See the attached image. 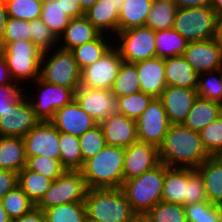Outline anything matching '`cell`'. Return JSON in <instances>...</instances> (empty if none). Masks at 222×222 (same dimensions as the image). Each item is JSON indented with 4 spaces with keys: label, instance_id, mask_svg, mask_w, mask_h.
<instances>
[{
    "label": "cell",
    "instance_id": "1",
    "mask_svg": "<svg viewBox=\"0 0 222 222\" xmlns=\"http://www.w3.org/2000/svg\"><path fill=\"white\" fill-rule=\"evenodd\" d=\"M160 162L168 167L198 168L210 157L204 148L199 132L182 123L170 124L159 147Z\"/></svg>",
    "mask_w": 222,
    "mask_h": 222
},
{
    "label": "cell",
    "instance_id": "2",
    "mask_svg": "<svg viewBox=\"0 0 222 222\" xmlns=\"http://www.w3.org/2000/svg\"><path fill=\"white\" fill-rule=\"evenodd\" d=\"M125 149L106 145L80 169L89 189H115L123 184Z\"/></svg>",
    "mask_w": 222,
    "mask_h": 222
},
{
    "label": "cell",
    "instance_id": "3",
    "mask_svg": "<svg viewBox=\"0 0 222 222\" xmlns=\"http://www.w3.org/2000/svg\"><path fill=\"white\" fill-rule=\"evenodd\" d=\"M168 168L160 163L140 176L123 182L120 189L135 213H147L162 200L165 172Z\"/></svg>",
    "mask_w": 222,
    "mask_h": 222
},
{
    "label": "cell",
    "instance_id": "4",
    "mask_svg": "<svg viewBox=\"0 0 222 222\" xmlns=\"http://www.w3.org/2000/svg\"><path fill=\"white\" fill-rule=\"evenodd\" d=\"M85 205L87 216L101 222H130L135 214L120 188L88 189Z\"/></svg>",
    "mask_w": 222,
    "mask_h": 222
},
{
    "label": "cell",
    "instance_id": "5",
    "mask_svg": "<svg viewBox=\"0 0 222 222\" xmlns=\"http://www.w3.org/2000/svg\"><path fill=\"white\" fill-rule=\"evenodd\" d=\"M0 53L14 82L27 79L34 82L40 77L43 51L31 41L0 43Z\"/></svg>",
    "mask_w": 222,
    "mask_h": 222
},
{
    "label": "cell",
    "instance_id": "6",
    "mask_svg": "<svg viewBox=\"0 0 222 222\" xmlns=\"http://www.w3.org/2000/svg\"><path fill=\"white\" fill-rule=\"evenodd\" d=\"M219 15L208 6L177 9L173 29L188 42L217 37Z\"/></svg>",
    "mask_w": 222,
    "mask_h": 222
},
{
    "label": "cell",
    "instance_id": "7",
    "mask_svg": "<svg viewBox=\"0 0 222 222\" xmlns=\"http://www.w3.org/2000/svg\"><path fill=\"white\" fill-rule=\"evenodd\" d=\"M40 78L75 92L81 85V69L71 51L56 48L43 52Z\"/></svg>",
    "mask_w": 222,
    "mask_h": 222
},
{
    "label": "cell",
    "instance_id": "8",
    "mask_svg": "<svg viewBox=\"0 0 222 222\" xmlns=\"http://www.w3.org/2000/svg\"><path fill=\"white\" fill-rule=\"evenodd\" d=\"M88 189L80 170H66L52 182L35 207L45 211L60 204L85 202Z\"/></svg>",
    "mask_w": 222,
    "mask_h": 222
},
{
    "label": "cell",
    "instance_id": "9",
    "mask_svg": "<svg viewBox=\"0 0 222 222\" xmlns=\"http://www.w3.org/2000/svg\"><path fill=\"white\" fill-rule=\"evenodd\" d=\"M155 32L147 26L129 28L116 34L123 62L136 63L156 57Z\"/></svg>",
    "mask_w": 222,
    "mask_h": 222
},
{
    "label": "cell",
    "instance_id": "10",
    "mask_svg": "<svg viewBox=\"0 0 222 222\" xmlns=\"http://www.w3.org/2000/svg\"><path fill=\"white\" fill-rule=\"evenodd\" d=\"M34 83L38 86L36 91H39L38 95L34 94L37 99L34 96L33 100H28L39 121H51L58 109L74 100V92L68 87L47 83L40 77Z\"/></svg>",
    "mask_w": 222,
    "mask_h": 222
},
{
    "label": "cell",
    "instance_id": "11",
    "mask_svg": "<svg viewBox=\"0 0 222 222\" xmlns=\"http://www.w3.org/2000/svg\"><path fill=\"white\" fill-rule=\"evenodd\" d=\"M170 122L163 103L154 98L136 120L137 138L139 141L160 147L167 134Z\"/></svg>",
    "mask_w": 222,
    "mask_h": 222
},
{
    "label": "cell",
    "instance_id": "12",
    "mask_svg": "<svg viewBox=\"0 0 222 222\" xmlns=\"http://www.w3.org/2000/svg\"><path fill=\"white\" fill-rule=\"evenodd\" d=\"M122 62L119 50L113 45L103 57L81 70L80 86L110 90Z\"/></svg>",
    "mask_w": 222,
    "mask_h": 222
},
{
    "label": "cell",
    "instance_id": "13",
    "mask_svg": "<svg viewBox=\"0 0 222 222\" xmlns=\"http://www.w3.org/2000/svg\"><path fill=\"white\" fill-rule=\"evenodd\" d=\"M23 140L26 157L45 156L60 160L59 130L50 121H39Z\"/></svg>",
    "mask_w": 222,
    "mask_h": 222
},
{
    "label": "cell",
    "instance_id": "14",
    "mask_svg": "<svg viewBox=\"0 0 222 222\" xmlns=\"http://www.w3.org/2000/svg\"><path fill=\"white\" fill-rule=\"evenodd\" d=\"M27 94L16 105L0 113V136L24 137L39 122Z\"/></svg>",
    "mask_w": 222,
    "mask_h": 222
},
{
    "label": "cell",
    "instance_id": "15",
    "mask_svg": "<svg viewBox=\"0 0 222 222\" xmlns=\"http://www.w3.org/2000/svg\"><path fill=\"white\" fill-rule=\"evenodd\" d=\"M74 99L98 124L117 112L116 97L109 89L79 87Z\"/></svg>",
    "mask_w": 222,
    "mask_h": 222
},
{
    "label": "cell",
    "instance_id": "16",
    "mask_svg": "<svg viewBox=\"0 0 222 222\" xmlns=\"http://www.w3.org/2000/svg\"><path fill=\"white\" fill-rule=\"evenodd\" d=\"M159 148L142 141H135L125 148L123 182L138 177L160 164Z\"/></svg>",
    "mask_w": 222,
    "mask_h": 222
},
{
    "label": "cell",
    "instance_id": "17",
    "mask_svg": "<svg viewBox=\"0 0 222 222\" xmlns=\"http://www.w3.org/2000/svg\"><path fill=\"white\" fill-rule=\"evenodd\" d=\"M182 56L198 74L222 68V47L217 37L189 42Z\"/></svg>",
    "mask_w": 222,
    "mask_h": 222
},
{
    "label": "cell",
    "instance_id": "18",
    "mask_svg": "<svg viewBox=\"0 0 222 222\" xmlns=\"http://www.w3.org/2000/svg\"><path fill=\"white\" fill-rule=\"evenodd\" d=\"M197 97V89L166 86L159 99L170 124L183 123Z\"/></svg>",
    "mask_w": 222,
    "mask_h": 222
},
{
    "label": "cell",
    "instance_id": "19",
    "mask_svg": "<svg viewBox=\"0 0 222 222\" xmlns=\"http://www.w3.org/2000/svg\"><path fill=\"white\" fill-rule=\"evenodd\" d=\"M50 122L60 132L77 137L98 124L80 107L75 99L63 108L58 109Z\"/></svg>",
    "mask_w": 222,
    "mask_h": 222
},
{
    "label": "cell",
    "instance_id": "20",
    "mask_svg": "<svg viewBox=\"0 0 222 222\" xmlns=\"http://www.w3.org/2000/svg\"><path fill=\"white\" fill-rule=\"evenodd\" d=\"M106 145L127 148L138 140L136 121L124 114L114 113L99 123Z\"/></svg>",
    "mask_w": 222,
    "mask_h": 222
},
{
    "label": "cell",
    "instance_id": "21",
    "mask_svg": "<svg viewBox=\"0 0 222 222\" xmlns=\"http://www.w3.org/2000/svg\"><path fill=\"white\" fill-rule=\"evenodd\" d=\"M123 0H98L86 12L85 17L100 32L116 35L118 32L119 12L122 9Z\"/></svg>",
    "mask_w": 222,
    "mask_h": 222
},
{
    "label": "cell",
    "instance_id": "22",
    "mask_svg": "<svg viewBox=\"0 0 222 222\" xmlns=\"http://www.w3.org/2000/svg\"><path fill=\"white\" fill-rule=\"evenodd\" d=\"M135 64L140 81V91L159 98L167 86L164 59L154 57Z\"/></svg>",
    "mask_w": 222,
    "mask_h": 222
},
{
    "label": "cell",
    "instance_id": "23",
    "mask_svg": "<svg viewBox=\"0 0 222 222\" xmlns=\"http://www.w3.org/2000/svg\"><path fill=\"white\" fill-rule=\"evenodd\" d=\"M164 64L167 86L197 89L199 74L182 55L165 58Z\"/></svg>",
    "mask_w": 222,
    "mask_h": 222
},
{
    "label": "cell",
    "instance_id": "24",
    "mask_svg": "<svg viewBox=\"0 0 222 222\" xmlns=\"http://www.w3.org/2000/svg\"><path fill=\"white\" fill-rule=\"evenodd\" d=\"M100 34L85 16L73 18L70 19L64 32L60 35L61 38H58V48L71 51L75 47L96 39Z\"/></svg>",
    "mask_w": 222,
    "mask_h": 222
},
{
    "label": "cell",
    "instance_id": "25",
    "mask_svg": "<svg viewBox=\"0 0 222 222\" xmlns=\"http://www.w3.org/2000/svg\"><path fill=\"white\" fill-rule=\"evenodd\" d=\"M26 163L23 137L0 136V169L18 173Z\"/></svg>",
    "mask_w": 222,
    "mask_h": 222
},
{
    "label": "cell",
    "instance_id": "26",
    "mask_svg": "<svg viewBox=\"0 0 222 222\" xmlns=\"http://www.w3.org/2000/svg\"><path fill=\"white\" fill-rule=\"evenodd\" d=\"M221 114V103L197 97L182 124L193 131L200 132Z\"/></svg>",
    "mask_w": 222,
    "mask_h": 222
},
{
    "label": "cell",
    "instance_id": "27",
    "mask_svg": "<svg viewBox=\"0 0 222 222\" xmlns=\"http://www.w3.org/2000/svg\"><path fill=\"white\" fill-rule=\"evenodd\" d=\"M196 170L201 175L210 203L222 200V156H210Z\"/></svg>",
    "mask_w": 222,
    "mask_h": 222
},
{
    "label": "cell",
    "instance_id": "28",
    "mask_svg": "<svg viewBox=\"0 0 222 222\" xmlns=\"http://www.w3.org/2000/svg\"><path fill=\"white\" fill-rule=\"evenodd\" d=\"M187 168L169 167L165 172L162 201L186 205Z\"/></svg>",
    "mask_w": 222,
    "mask_h": 222
},
{
    "label": "cell",
    "instance_id": "29",
    "mask_svg": "<svg viewBox=\"0 0 222 222\" xmlns=\"http://www.w3.org/2000/svg\"><path fill=\"white\" fill-rule=\"evenodd\" d=\"M153 0H125L119 12L118 32L145 26Z\"/></svg>",
    "mask_w": 222,
    "mask_h": 222
},
{
    "label": "cell",
    "instance_id": "30",
    "mask_svg": "<svg viewBox=\"0 0 222 222\" xmlns=\"http://www.w3.org/2000/svg\"><path fill=\"white\" fill-rule=\"evenodd\" d=\"M108 35L101 33L96 39L80 45L71 50L74 55L79 68L82 70L89 65H92L101 57H103L107 51L113 46L114 41L108 43Z\"/></svg>",
    "mask_w": 222,
    "mask_h": 222
},
{
    "label": "cell",
    "instance_id": "31",
    "mask_svg": "<svg viewBox=\"0 0 222 222\" xmlns=\"http://www.w3.org/2000/svg\"><path fill=\"white\" fill-rule=\"evenodd\" d=\"M156 57L169 58L183 55L188 41L173 28L156 31Z\"/></svg>",
    "mask_w": 222,
    "mask_h": 222
},
{
    "label": "cell",
    "instance_id": "32",
    "mask_svg": "<svg viewBox=\"0 0 222 222\" xmlns=\"http://www.w3.org/2000/svg\"><path fill=\"white\" fill-rule=\"evenodd\" d=\"M53 180L28 169L26 166L18 172V186L36 205L51 186Z\"/></svg>",
    "mask_w": 222,
    "mask_h": 222
},
{
    "label": "cell",
    "instance_id": "33",
    "mask_svg": "<svg viewBox=\"0 0 222 222\" xmlns=\"http://www.w3.org/2000/svg\"><path fill=\"white\" fill-rule=\"evenodd\" d=\"M177 8L173 0H153L145 26L154 31L173 28Z\"/></svg>",
    "mask_w": 222,
    "mask_h": 222
},
{
    "label": "cell",
    "instance_id": "34",
    "mask_svg": "<svg viewBox=\"0 0 222 222\" xmlns=\"http://www.w3.org/2000/svg\"><path fill=\"white\" fill-rule=\"evenodd\" d=\"M110 91L115 97L140 92V81L135 63L122 62Z\"/></svg>",
    "mask_w": 222,
    "mask_h": 222
},
{
    "label": "cell",
    "instance_id": "35",
    "mask_svg": "<svg viewBox=\"0 0 222 222\" xmlns=\"http://www.w3.org/2000/svg\"><path fill=\"white\" fill-rule=\"evenodd\" d=\"M60 161L66 170H80L84 164L77 136L59 131Z\"/></svg>",
    "mask_w": 222,
    "mask_h": 222
},
{
    "label": "cell",
    "instance_id": "36",
    "mask_svg": "<svg viewBox=\"0 0 222 222\" xmlns=\"http://www.w3.org/2000/svg\"><path fill=\"white\" fill-rule=\"evenodd\" d=\"M46 222H84L85 202L60 204L43 211Z\"/></svg>",
    "mask_w": 222,
    "mask_h": 222
},
{
    "label": "cell",
    "instance_id": "37",
    "mask_svg": "<svg viewBox=\"0 0 222 222\" xmlns=\"http://www.w3.org/2000/svg\"><path fill=\"white\" fill-rule=\"evenodd\" d=\"M41 20L57 38H60L70 18L64 13V10L57 0H44L42 4Z\"/></svg>",
    "mask_w": 222,
    "mask_h": 222
},
{
    "label": "cell",
    "instance_id": "38",
    "mask_svg": "<svg viewBox=\"0 0 222 222\" xmlns=\"http://www.w3.org/2000/svg\"><path fill=\"white\" fill-rule=\"evenodd\" d=\"M2 203L4 210L12 220L35 208V204L18 185L3 196Z\"/></svg>",
    "mask_w": 222,
    "mask_h": 222
},
{
    "label": "cell",
    "instance_id": "39",
    "mask_svg": "<svg viewBox=\"0 0 222 222\" xmlns=\"http://www.w3.org/2000/svg\"><path fill=\"white\" fill-rule=\"evenodd\" d=\"M153 99V96L141 91L129 96L116 97L117 113L136 121Z\"/></svg>",
    "mask_w": 222,
    "mask_h": 222
},
{
    "label": "cell",
    "instance_id": "40",
    "mask_svg": "<svg viewBox=\"0 0 222 222\" xmlns=\"http://www.w3.org/2000/svg\"><path fill=\"white\" fill-rule=\"evenodd\" d=\"M197 93L198 97L222 104V68L200 73Z\"/></svg>",
    "mask_w": 222,
    "mask_h": 222
},
{
    "label": "cell",
    "instance_id": "41",
    "mask_svg": "<svg viewBox=\"0 0 222 222\" xmlns=\"http://www.w3.org/2000/svg\"><path fill=\"white\" fill-rule=\"evenodd\" d=\"M43 0H10L6 3L8 17L32 21L41 18Z\"/></svg>",
    "mask_w": 222,
    "mask_h": 222
},
{
    "label": "cell",
    "instance_id": "42",
    "mask_svg": "<svg viewBox=\"0 0 222 222\" xmlns=\"http://www.w3.org/2000/svg\"><path fill=\"white\" fill-rule=\"evenodd\" d=\"M146 214L152 222H187L183 205L173 204L162 200Z\"/></svg>",
    "mask_w": 222,
    "mask_h": 222
},
{
    "label": "cell",
    "instance_id": "43",
    "mask_svg": "<svg viewBox=\"0 0 222 222\" xmlns=\"http://www.w3.org/2000/svg\"><path fill=\"white\" fill-rule=\"evenodd\" d=\"M199 134L210 156H222V114L205 126Z\"/></svg>",
    "mask_w": 222,
    "mask_h": 222
},
{
    "label": "cell",
    "instance_id": "44",
    "mask_svg": "<svg viewBox=\"0 0 222 222\" xmlns=\"http://www.w3.org/2000/svg\"><path fill=\"white\" fill-rule=\"evenodd\" d=\"M26 167L53 181L66 171L59 159L45 156L27 157Z\"/></svg>",
    "mask_w": 222,
    "mask_h": 222
},
{
    "label": "cell",
    "instance_id": "45",
    "mask_svg": "<svg viewBox=\"0 0 222 222\" xmlns=\"http://www.w3.org/2000/svg\"><path fill=\"white\" fill-rule=\"evenodd\" d=\"M31 42L41 51H50L58 48V38L44 24L41 18L29 21Z\"/></svg>",
    "mask_w": 222,
    "mask_h": 222
},
{
    "label": "cell",
    "instance_id": "46",
    "mask_svg": "<svg viewBox=\"0 0 222 222\" xmlns=\"http://www.w3.org/2000/svg\"><path fill=\"white\" fill-rule=\"evenodd\" d=\"M83 161L95 156L105 146V138L101 126L97 124L78 137Z\"/></svg>",
    "mask_w": 222,
    "mask_h": 222
},
{
    "label": "cell",
    "instance_id": "47",
    "mask_svg": "<svg viewBox=\"0 0 222 222\" xmlns=\"http://www.w3.org/2000/svg\"><path fill=\"white\" fill-rule=\"evenodd\" d=\"M31 41L29 21L8 17L0 43Z\"/></svg>",
    "mask_w": 222,
    "mask_h": 222
},
{
    "label": "cell",
    "instance_id": "48",
    "mask_svg": "<svg viewBox=\"0 0 222 222\" xmlns=\"http://www.w3.org/2000/svg\"><path fill=\"white\" fill-rule=\"evenodd\" d=\"M187 222H219L213 203L202 201L184 206Z\"/></svg>",
    "mask_w": 222,
    "mask_h": 222
},
{
    "label": "cell",
    "instance_id": "49",
    "mask_svg": "<svg viewBox=\"0 0 222 222\" xmlns=\"http://www.w3.org/2000/svg\"><path fill=\"white\" fill-rule=\"evenodd\" d=\"M202 201H208L203 179L196 169L187 168L186 205Z\"/></svg>",
    "mask_w": 222,
    "mask_h": 222
},
{
    "label": "cell",
    "instance_id": "50",
    "mask_svg": "<svg viewBox=\"0 0 222 222\" xmlns=\"http://www.w3.org/2000/svg\"><path fill=\"white\" fill-rule=\"evenodd\" d=\"M24 87L19 83L0 86V113L10 108V105H16L25 95Z\"/></svg>",
    "mask_w": 222,
    "mask_h": 222
},
{
    "label": "cell",
    "instance_id": "51",
    "mask_svg": "<svg viewBox=\"0 0 222 222\" xmlns=\"http://www.w3.org/2000/svg\"><path fill=\"white\" fill-rule=\"evenodd\" d=\"M18 185V173L0 169V200Z\"/></svg>",
    "mask_w": 222,
    "mask_h": 222
},
{
    "label": "cell",
    "instance_id": "52",
    "mask_svg": "<svg viewBox=\"0 0 222 222\" xmlns=\"http://www.w3.org/2000/svg\"><path fill=\"white\" fill-rule=\"evenodd\" d=\"M64 13L70 18H79L85 16L79 0H57Z\"/></svg>",
    "mask_w": 222,
    "mask_h": 222
},
{
    "label": "cell",
    "instance_id": "53",
    "mask_svg": "<svg viewBox=\"0 0 222 222\" xmlns=\"http://www.w3.org/2000/svg\"><path fill=\"white\" fill-rule=\"evenodd\" d=\"M12 222H46V220L43 211L35 207L29 213L13 219Z\"/></svg>",
    "mask_w": 222,
    "mask_h": 222
},
{
    "label": "cell",
    "instance_id": "54",
    "mask_svg": "<svg viewBox=\"0 0 222 222\" xmlns=\"http://www.w3.org/2000/svg\"><path fill=\"white\" fill-rule=\"evenodd\" d=\"M212 0H173L177 9H186L193 7H211Z\"/></svg>",
    "mask_w": 222,
    "mask_h": 222
},
{
    "label": "cell",
    "instance_id": "55",
    "mask_svg": "<svg viewBox=\"0 0 222 222\" xmlns=\"http://www.w3.org/2000/svg\"><path fill=\"white\" fill-rule=\"evenodd\" d=\"M13 83L14 81L11 77L9 67L6 64L4 57L0 53V86Z\"/></svg>",
    "mask_w": 222,
    "mask_h": 222
},
{
    "label": "cell",
    "instance_id": "56",
    "mask_svg": "<svg viewBox=\"0 0 222 222\" xmlns=\"http://www.w3.org/2000/svg\"><path fill=\"white\" fill-rule=\"evenodd\" d=\"M7 18L8 14L6 9V3L0 0V42L4 33V28Z\"/></svg>",
    "mask_w": 222,
    "mask_h": 222
},
{
    "label": "cell",
    "instance_id": "57",
    "mask_svg": "<svg viewBox=\"0 0 222 222\" xmlns=\"http://www.w3.org/2000/svg\"><path fill=\"white\" fill-rule=\"evenodd\" d=\"M130 222H152L146 213H135Z\"/></svg>",
    "mask_w": 222,
    "mask_h": 222
},
{
    "label": "cell",
    "instance_id": "58",
    "mask_svg": "<svg viewBox=\"0 0 222 222\" xmlns=\"http://www.w3.org/2000/svg\"><path fill=\"white\" fill-rule=\"evenodd\" d=\"M211 8L219 15H222V0H212Z\"/></svg>",
    "mask_w": 222,
    "mask_h": 222
},
{
    "label": "cell",
    "instance_id": "59",
    "mask_svg": "<svg viewBox=\"0 0 222 222\" xmlns=\"http://www.w3.org/2000/svg\"><path fill=\"white\" fill-rule=\"evenodd\" d=\"M0 222H12V219L4 210L2 200H0Z\"/></svg>",
    "mask_w": 222,
    "mask_h": 222
},
{
    "label": "cell",
    "instance_id": "60",
    "mask_svg": "<svg viewBox=\"0 0 222 222\" xmlns=\"http://www.w3.org/2000/svg\"><path fill=\"white\" fill-rule=\"evenodd\" d=\"M82 9L86 12L92 5H94L98 0H79Z\"/></svg>",
    "mask_w": 222,
    "mask_h": 222
},
{
    "label": "cell",
    "instance_id": "61",
    "mask_svg": "<svg viewBox=\"0 0 222 222\" xmlns=\"http://www.w3.org/2000/svg\"><path fill=\"white\" fill-rule=\"evenodd\" d=\"M214 207L217 213L218 221L222 222V200L215 202Z\"/></svg>",
    "mask_w": 222,
    "mask_h": 222
},
{
    "label": "cell",
    "instance_id": "62",
    "mask_svg": "<svg viewBox=\"0 0 222 222\" xmlns=\"http://www.w3.org/2000/svg\"><path fill=\"white\" fill-rule=\"evenodd\" d=\"M217 38L220 42V45L222 47V15L219 17L218 21V33H217Z\"/></svg>",
    "mask_w": 222,
    "mask_h": 222
},
{
    "label": "cell",
    "instance_id": "63",
    "mask_svg": "<svg viewBox=\"0 0 222 222\" xmlns=\"http://www.w3.org/2000/svg\"><path fill=\"white\" fill-rule=\"evenodd\" d=\"M84 222H101V221H97V220H94L92 218H89L88 216L85 218Z\"/></svg>",
    "mask_w": 222,
    "mask_h": 222
},
{
    "label": "cell",
    "instance_id": "64",
    "mask_svg": "<svg viewBox=\"0 0 222 222\" xmlns=\"http://www.w3.org/2000/svg\"><path fill=\"white\" fill-rule=\"evenodd\" d=\"M1 1H3L4 3H7V2L10 1V0H1Z\"/></svg>",
    "mask_w": 222,
    "mask_h": 222
}]
</instances>
